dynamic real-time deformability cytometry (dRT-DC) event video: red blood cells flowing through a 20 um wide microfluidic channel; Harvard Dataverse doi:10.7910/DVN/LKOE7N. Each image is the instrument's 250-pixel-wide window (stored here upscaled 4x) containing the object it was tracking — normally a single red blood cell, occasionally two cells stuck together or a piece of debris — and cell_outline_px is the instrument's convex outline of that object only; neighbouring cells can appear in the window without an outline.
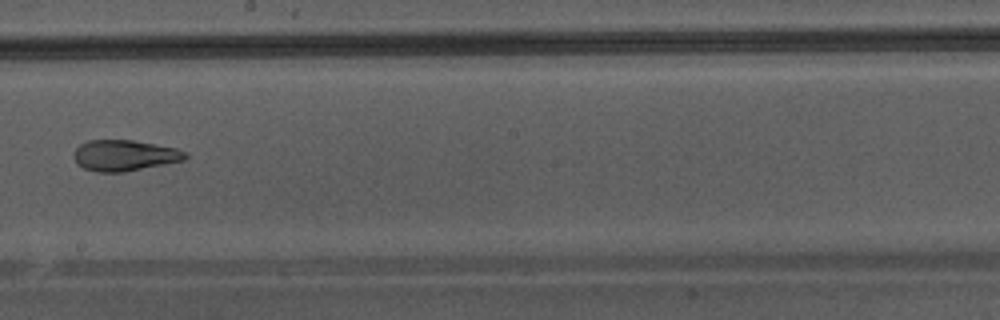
{"species": "Egyptian fruit bat (a non-hibernating species)", "species_latin": "Rousettus aegyptiacus", "temperature_condition": "warm", "stored_images_in_passage": 31, "camera_frame_rate_fps": 3000, "um_per_image_px": 0.085, "animal": {"sex": "male"}, "frame": {"image": 1, "passage_image": 18, "time_ms": 5.667, "image_size_px": [1000, 320], "cell_outline_px": [[188, 156], [184, 160], [124, 172], [96, 172], [84, 168], [76, 164], [72, 156], [76, 148], [80, 144], [88, 140], [132, 140], [176, 148], [184, 152]], "centroid_in_image_um": [10.52, 13.21], "position_along_channel_um": 237.7, "area_um2": 20.06}}